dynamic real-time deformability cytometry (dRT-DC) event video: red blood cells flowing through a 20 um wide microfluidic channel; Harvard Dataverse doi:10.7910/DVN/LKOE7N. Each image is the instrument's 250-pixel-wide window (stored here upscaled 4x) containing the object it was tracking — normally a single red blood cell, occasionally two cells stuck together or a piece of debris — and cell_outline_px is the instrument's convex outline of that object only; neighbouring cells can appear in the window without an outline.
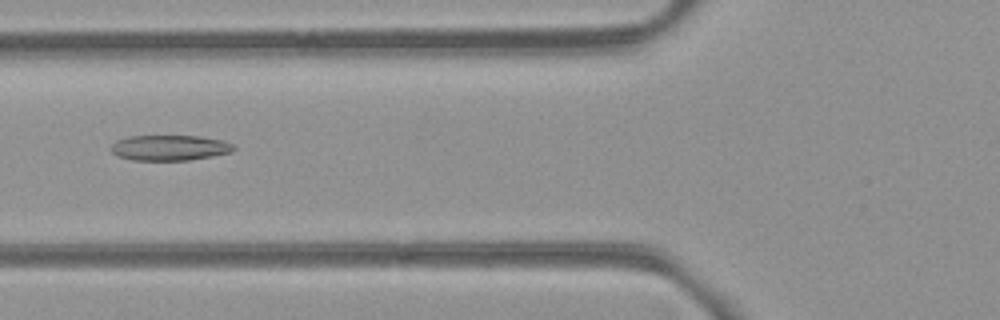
{"species": "common noctule bat (a hibernating species)", "species_latin": "Nyctalus noctula", "temperature_condition": "room temperature", "stored_images_in_passage": 3, "camera_frame_rate_fps": 3000, "um_per_image_px": 0.085, "animal": {"sex": "female", "body_mass_g": 21.9}, "frame": {"image": 1, "passage_image": 3, "time_ms": 2.333, "image_size_px": [1000, 320], "cell_outline_px": [[236, 148], [232, 152], [212, 156], [188, 160], [132, 160], [120, 156], [112, 152], [112, 144], [116, 140], [128, 136], [200, 136], [220, 140], [232, 144]], "centroid_in_image_um": [14.42, 12.56], "position_along_channel_um": 111.4, "area_um2": 18.03}}